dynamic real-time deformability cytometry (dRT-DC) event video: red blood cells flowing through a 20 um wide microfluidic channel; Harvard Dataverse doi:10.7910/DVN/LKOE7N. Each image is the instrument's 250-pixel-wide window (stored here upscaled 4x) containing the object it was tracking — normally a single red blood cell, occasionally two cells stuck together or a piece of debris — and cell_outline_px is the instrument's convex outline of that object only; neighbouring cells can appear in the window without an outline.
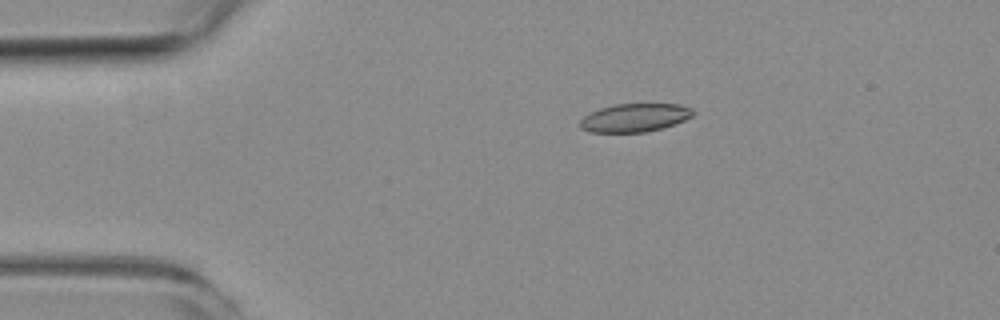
{"species": "common noctule bat (a hibernating species)", "species_latin": "Nyctalus noctula", "temperature_condition": "room temperature", "stored_images_in_passage": 6, "camera_frame_rate_fps": 3000, "um_per_image_px": 0.085, "animal": {"sex": "female", "body_mass_g": 19.3, "forearm_length_mm": 54.1}, "frame": {"image": 1, "passage_image": 3, "time_ms": 2.333, "image_size_px": [1000, 320], "cell_outline_px": [[696, 112], [692, 116], [684, 120], [660, 128], [644, 132], [588, 132], [580, 128], [580, 120], [584, 116], [600, 108], [616, 104], [680, 104], [692, 108]], "centroid_in_image_um": [53.95, 10.0], "position_along_channel_um": 31.1, "area_um2": 18.5}}
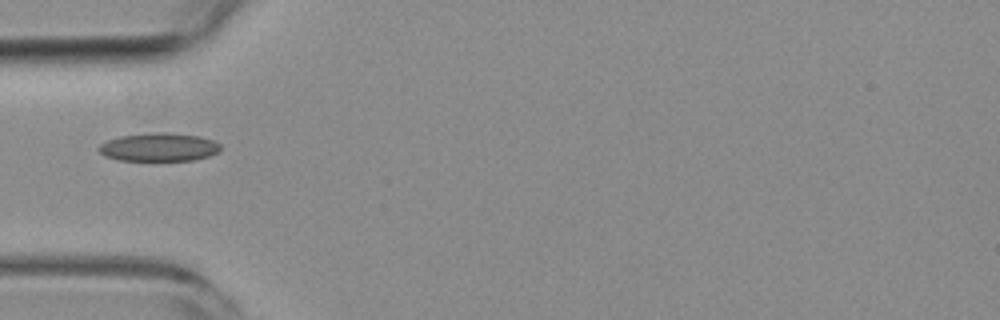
{"frame": {"image": 2, "passage_image": 5, "time_ms": 4.667, "image_size_px": [1000, 320], "cell_outline_px": [[220, 152], [196, 160], [116, 160], [104, 156], [96, 148], [100, 144], [108, 140], [120, 136], [156, 132], [168, 132], [200, 136], [212, 140], [220, 144]], "centroid_in_image_um": [13.5, 12.5], "position_along_channel_um": 71.5, "area_um2": 20.17}}
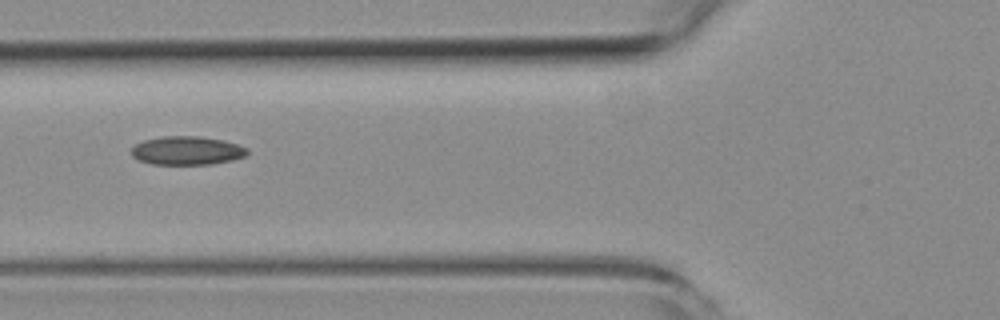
{"frame": {"image": 3, "passage_image": 6, "time_ms": 5.667, "image_size_px": [1000, 320], "cell_outline_px": [[248, 156], [232, 160], [212, 164], [152, 164], [140, 160], [132, 156], [132, 148], [136, 144], [144, 140], [164, 136], [200, 136], [224, 140], [248, 148]], "centroid_in_image_um": [15.93, 12.8], "position_along_channel_um": 109.9, "area_um2": 19.31}}